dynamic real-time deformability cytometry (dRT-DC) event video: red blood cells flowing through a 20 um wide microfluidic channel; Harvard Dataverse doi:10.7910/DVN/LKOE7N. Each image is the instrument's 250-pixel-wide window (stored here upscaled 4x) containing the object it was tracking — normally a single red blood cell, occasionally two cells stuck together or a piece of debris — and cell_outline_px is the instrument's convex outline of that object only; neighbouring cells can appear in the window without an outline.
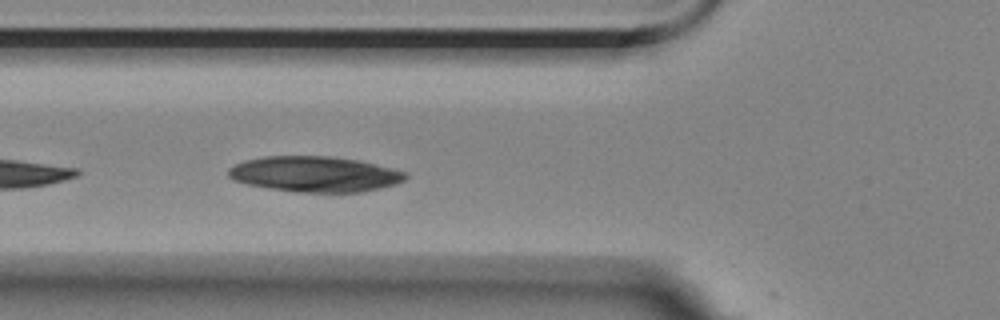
{"species": "Egyptian fruit bat (a non-hibernating species)", "species_latin": "Rousettus aegyptiacus", "temperature_condition": "room temperature", "stored_images_in_passage": 6, "camera_frame_rate_fps": 3000, "um_per_image_px": 0.085, "animal": {"sex": "female"}, "frame": {"image": 1, "passage_image": 6, "time_ms": 6.0, "image_size_px": [1000, 320], "cell_outline_px": [[408, 176], [404, 180], [396, 184], [364, 192], [296, 192], [268, 188], [248, 184], [232, 180], [228, 176], [228, 168], [244, 160], [264, 156], [332, 156], [356, 160], [392, 168], [408, 172]], "centroid_in_image_um": [26.75, 14.8], "position_along_channel_um": 99.0, "area_um2": 36.82}}